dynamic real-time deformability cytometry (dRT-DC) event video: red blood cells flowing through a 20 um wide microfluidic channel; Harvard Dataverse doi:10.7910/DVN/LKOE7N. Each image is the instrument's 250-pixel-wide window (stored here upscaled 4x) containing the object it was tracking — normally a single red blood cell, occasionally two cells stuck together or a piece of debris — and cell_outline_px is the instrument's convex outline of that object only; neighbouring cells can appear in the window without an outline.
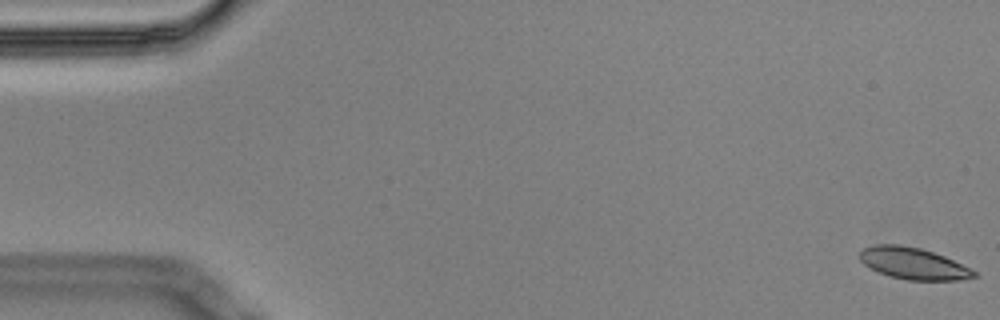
{"species": "Egyptian fruit bat (a non-hibernating species)", "species_latin": "Rousettus aegyptiacus", "temperature_condition": "cold", "stored_images_in_passage": 9, "camera_frame_rate_fps": 3000, "um_per_image_px": 0.085, "animal": {"sex": "male"}, "frame": {"image": 1, "passage_image": 1, "time_ms": 0.0, "image_size_px": [1000, 320], "cell_outline_px": [[980, 276], [960, 280], [908, 280], [888, 276], [868, 268], [860, 260], [860, 252], [864, 248], [876, 244], [900, 244], [920, 248], [944, 256], [976, 272]], "centroid_in_image_um": [77.6, 22.4], "position_along_channel_um": 7.4, "area_um2": 21.04}}
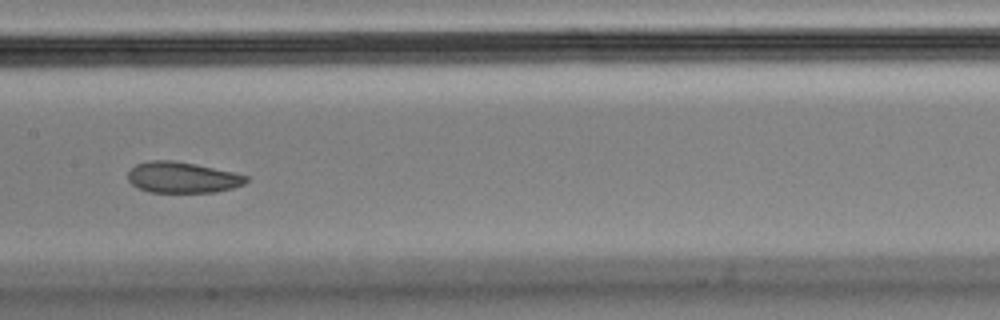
{"frame": {"image": 2, "passage_image": 6, "time_ms": 1.667, "image_size_px": [1000, 320], "cell_outline_px": [[248, 180], [244, 184], [232, 188], [216, 192], [148, 192], [132, 184], [128, 180], [128, 172], [136, 164], [152, 160], [172, 160], [196, 164], [232, 172], [248, 176]], "centroid_in_image_um": [15.5, 15.08], "position_along_channel_um": 191.9, "area_um2": 21.21}}
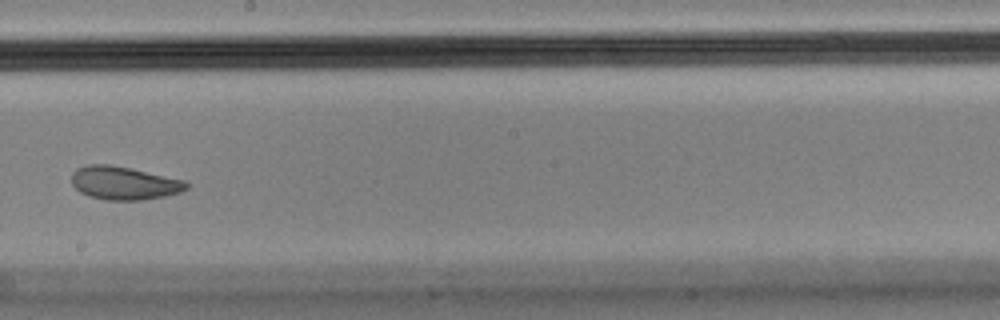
{"frame": {"image": 3, "passage_image": 7, "time_ms": 2.0, "image_size_px": [1000, 320], "cell_outline_px": [[188, 188], [180, 192], [164, 196], [140, 200], [108, 200], [88, 196], [80, 192], [72, 184], [72, 172], [76, 168], [88, 164], [112, 164], [132, 168], [184, 180], [188, 184]], "centroid_in_image_um": [10.52, 15.55], "position_along_channel_um": 237.7, "area_um2": 22.31}}